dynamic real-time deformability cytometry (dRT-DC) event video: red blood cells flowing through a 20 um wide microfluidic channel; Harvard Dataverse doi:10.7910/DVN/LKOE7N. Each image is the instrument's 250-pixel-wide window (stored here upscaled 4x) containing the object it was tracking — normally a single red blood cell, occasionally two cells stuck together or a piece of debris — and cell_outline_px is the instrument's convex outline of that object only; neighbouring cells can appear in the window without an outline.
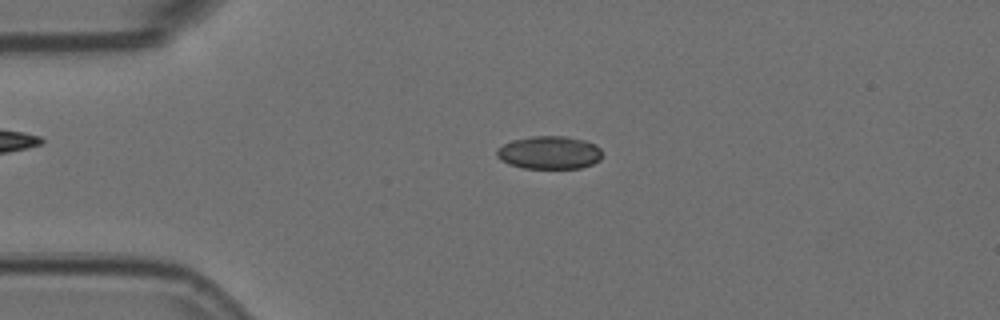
{"species": "Egyptian fruit bat (a non-hibernating species)", "species_latin": "Rousettus aegyptiacus", "temperature_condition": "room temperature", "stored_images_in_passage": 54, "camera_frame_rate_fps": 3000, "um_per_image_px": 0.085, "animal": {"sex": "female"}, "frame": {"image": 1, "passage_image": 12, "time_ms": 3.667, "image_size_px": [1000, 320], "cell_outline_px": [[600, 160], [592, 164], [580, 168], [524, 168], [508, 164], [500, 160], [496, 156], [496, 148], [512, 140], [532, 136], [564, 136], [584, 140], [596, 144], [600, 148]], "centroid_in_image_um": [46.66, 12.97], "position_along_channel_um": 38.3, "area_um2": 20.35}}
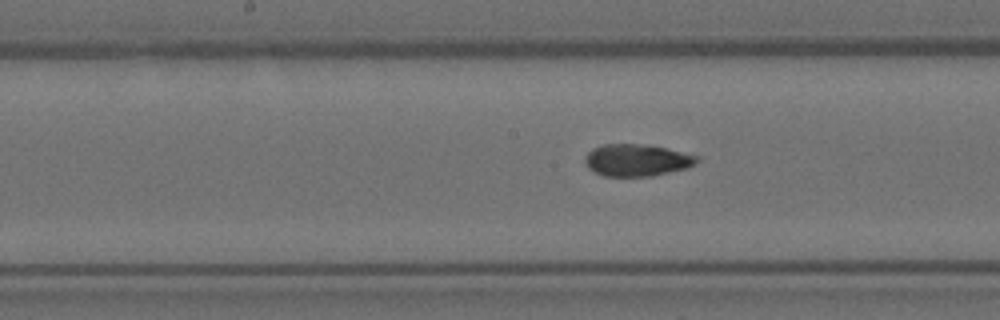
{"frame": {"image": 2, "passage_image": 27, "time_ms": 8.667, "image_size_px": [1000, 320], "cell_outline_px": [[700, 160], [696, 164], [688, 168], [652, 176], [604, 176], [588, 168], [584, 160], [584, 156], [592, 148], [604, 144], [636, 144], [664, 148], [700, 156]], "centroid_in_image_um": [54.14, 13.62], "position_along_channel_um": 194.1, "area_um2": 20.87}}
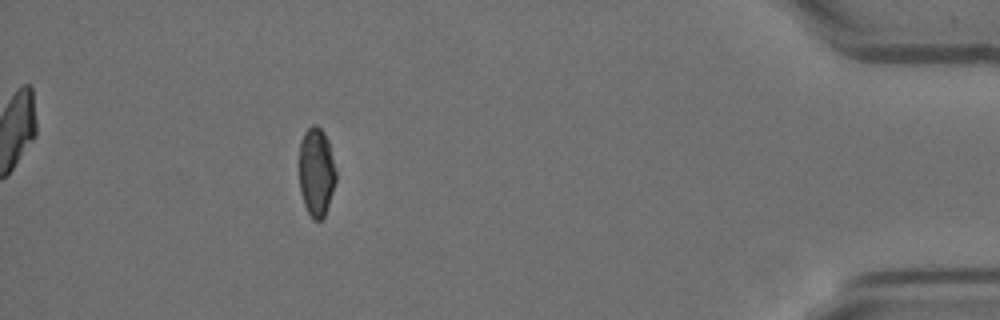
{"frame": {"image": 3, "passage_image": 49, "time_ms": 16.0, "image_size_px": [1000, 320], "cell_outline_px": [[336, 180], [324, 216], [320, 220], [312, 220], [304, 204], [300, 192], [300, 140], [304, 132], [312, 124], [316, 124], [324, 132], [328, 140], [336, 172]], "centroid_in_image_um": [26.88, 14.6], "position_along_channel_um": 408.3, "area_um2": 18.9}, "authors_computed_cell_mechanics": {"area_um2": 20.8658, "velocity_mm_per_s": 3.6813, "shape_relaxation_time_tau1_ms": null, "shape_relaxation_time_tau2_ms": 6.1853, "deformation_change_tau1": null, "deformation_change_tau2": 0.1643}}